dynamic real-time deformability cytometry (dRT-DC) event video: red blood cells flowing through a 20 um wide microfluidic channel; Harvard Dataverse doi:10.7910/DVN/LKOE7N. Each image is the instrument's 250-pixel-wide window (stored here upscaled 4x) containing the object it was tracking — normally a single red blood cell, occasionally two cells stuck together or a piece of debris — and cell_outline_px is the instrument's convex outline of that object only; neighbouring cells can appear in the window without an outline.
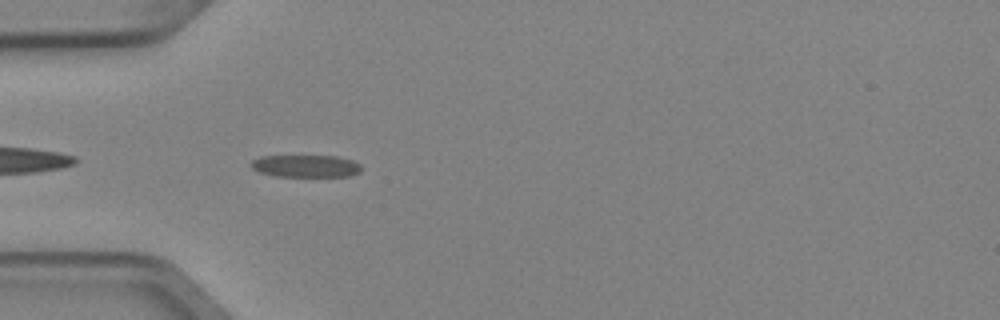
{"species": "Egyptian fruit bat (a non-hibernating species)", "species_latin": "Rousettus aegyptiacus", "temperature_condition": "cold", "stored_images_in_passage": 4, "segment_of_instrument_passage": [2, 2], "camera_frame_rate_fps": 3000, "um_per_image_px": 0.085, "animal": {"sex": "female"}, "frame": {"image": 1, "passage_image": 4, "time_ms": 1.0, "image_size_px": [1000, 320], "cell_outline_px": [[360, 172], [348, 176], [276, 176], [260, 172], [252, 168], [248, 164], [252, 160], [260, 156], [336, 156], [352, 160], [360, 164]], "centroid_in_image_um": [25.96, 14.11], "position_along_channel_um": 59.0, "area_um2": 14.28}}